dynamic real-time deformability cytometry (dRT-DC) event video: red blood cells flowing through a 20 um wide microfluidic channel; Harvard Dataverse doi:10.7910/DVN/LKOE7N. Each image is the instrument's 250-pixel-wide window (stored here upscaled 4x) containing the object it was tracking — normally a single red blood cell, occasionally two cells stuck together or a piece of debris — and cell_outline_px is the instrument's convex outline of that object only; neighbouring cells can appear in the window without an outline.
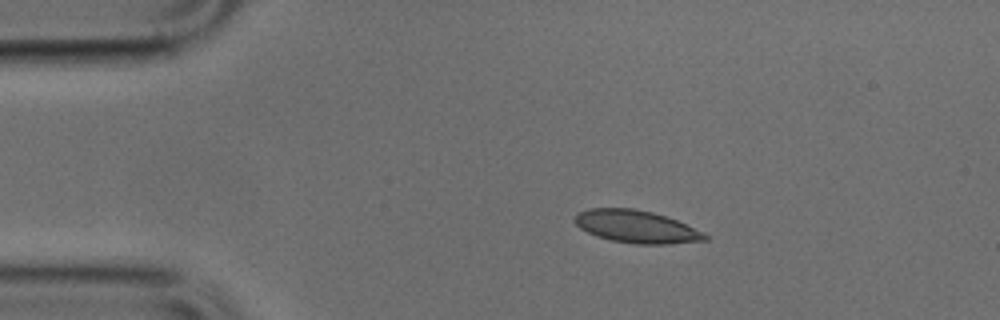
{"species": "common noctule bat (a hibernating species)", "species_latin": "Nyctalus noctula", "temperature_condition": "cold", "stored_images_in_passage": 43, "camera_frame_rate_fps": 3000, "um_per_image_px": 0.085, "animal": {"sex": "male", "body_mass_g": 17.9, "forearm_length_mm": 54.2}, "frame": {"image": 1, "passage_image": 2, "time_ms": 0.333, "image_size_px": [1000, 320], "cell_outline_px": [[708, 240], [668, 244], [636, 244], [612, 240], [596, 236], [580, 228], [572, 220], [580, 212], [588, 208], [632, 208], [652, 212], [676, 220], [704, 232], [708, 236]], "centroid_in_image_um": [54.09, 19.27], "position_along_channel_um": 30.9, "area_um2": 24.57}}
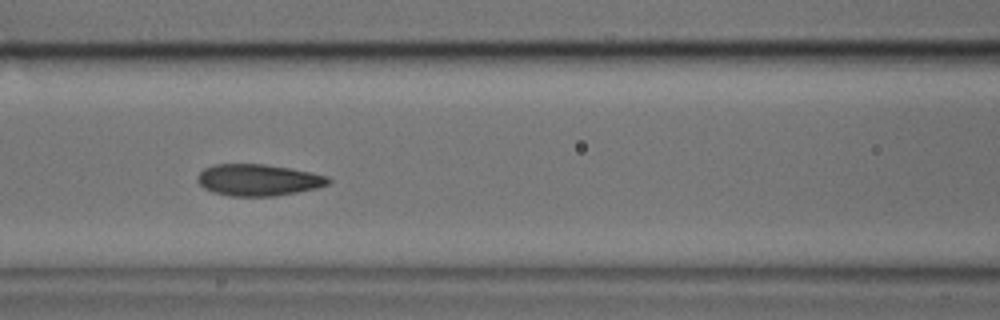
{"frame": {"image": 2, "passage_image": 14, "time_ms": 4.333, "image_size_px": [1000, 320], "cell_outline_px": [[332, 180], [328, 184], [316, 188], [276, 196], [228, 196], [212, 192], [204, 188], [196, 180], [196, 176], [204, 168], [212, 164], [264, 164], [288, 168], [328, 176]], "centroid_in_image_um": [21.9, 15.3], "position_along_channel_um": 144.7, "area_um2": 24.1}}
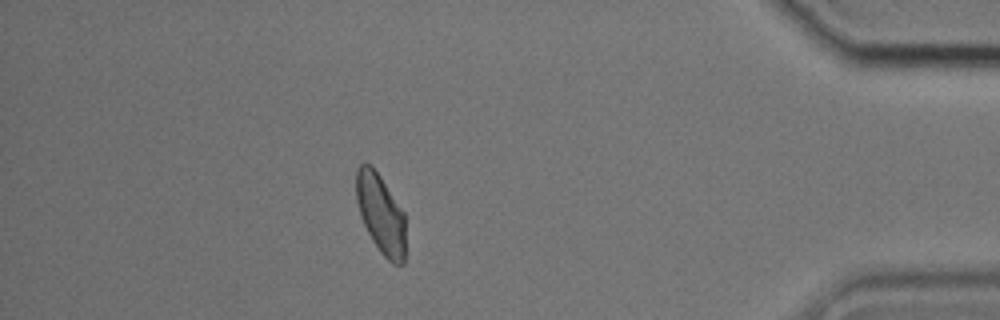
{"frame": {"image": 3, "passage_image": 37, "time_ms": 12.0, "image_size_px": [1000, 320], "cell_outline_px": [[404, 264], [392, 264], [380, 252], [372, 240], [360, 216], [356, 200], [356, 168], [360, 164], [372, 164], [404, 212]], "centroid_in_image_um": [32.34, 18.16], "position_along_channel_um": 402.9, "area_um2": 22.77}}